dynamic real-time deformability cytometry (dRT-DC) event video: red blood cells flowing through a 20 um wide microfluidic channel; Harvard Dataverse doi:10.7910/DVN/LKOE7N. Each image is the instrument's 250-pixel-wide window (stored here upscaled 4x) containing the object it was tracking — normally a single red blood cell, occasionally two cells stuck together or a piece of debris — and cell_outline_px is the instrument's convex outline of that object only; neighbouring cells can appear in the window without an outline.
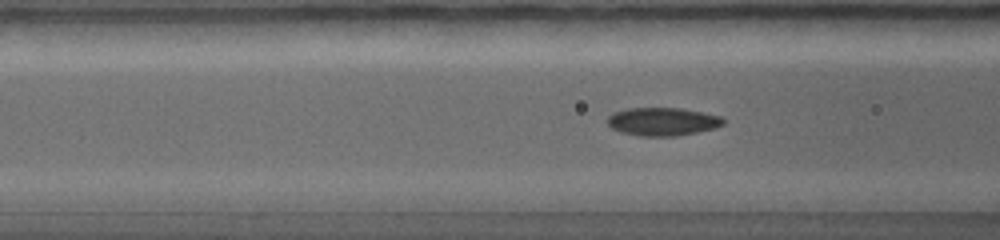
{"species": "common noctule bat (a hibernating species)", "species_latin": "Nyctalus noctula", "temperature_condition": "warm", "stored_images_in_passage": 77, "camera_frame_rate_fps": 5000, "um_per_image_px": 0.085, "animal": {"sex": "female", "body_mass_g": 19.0, "forearm_length_mm": 56.7}, "frame": {"image": 1, "passage_image": 26, "time_ms": 3.2, "image_size_px": [1000, 240], "cell_outline_px": [[724, 124], [712, 128], [672, 136], [644, 136], [612, 128], [608, 124], [608, 120], [616, 112], [632, 108], [676, 108], [716, 116], [724, 120]], "centroid_in_image_um": [56.3, 10.33], "position_along_channel_um": 110.3, "area_um2": 17.8}}
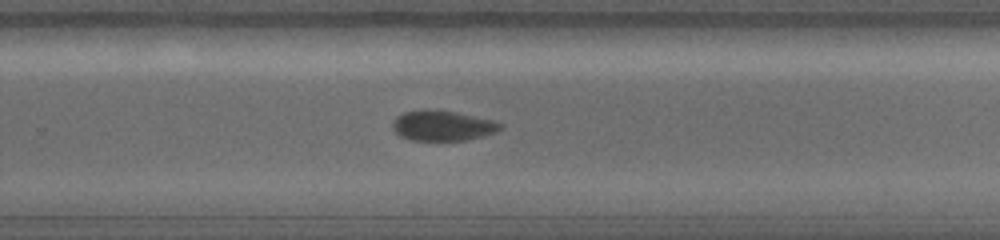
{"frame": {"image": 2, "passage_image": 50, "time_ms": 6.4, "image_size_px": [1000, 240], "cell_outline_px": [[500, 128], [492, 132], [460, 140], [416, 140], [404, 136], [396, 132], [392, 124], [404, 112], [456, 112], [492, 120], [500, 124]], "centroid_in_image_um": [37.62, 10.7], "position_along_channel_um": 292.2, "area_um2": 17.34}}
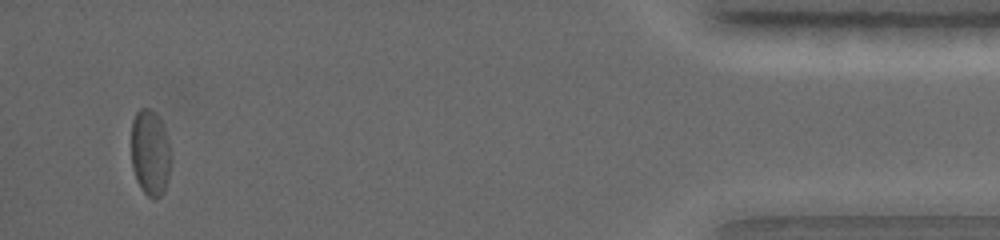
{"frame": {"image": 3, "passage_image": 73, "time_ms": 10.2, "image_size_px": [1000, 240], "cell_outline_px": [[168, 176], [164, 188], [160, 196], [148, 196], [144, 192], [132, 168], [132, 120], [136, 112], [140, 108], [152, 108], [156, 112], [164, 128], [168, 140]], "centroid_in_image_um": [12.73, 12.89], "position_along_channel_um": 422.5, "area_um2": 19.13}}